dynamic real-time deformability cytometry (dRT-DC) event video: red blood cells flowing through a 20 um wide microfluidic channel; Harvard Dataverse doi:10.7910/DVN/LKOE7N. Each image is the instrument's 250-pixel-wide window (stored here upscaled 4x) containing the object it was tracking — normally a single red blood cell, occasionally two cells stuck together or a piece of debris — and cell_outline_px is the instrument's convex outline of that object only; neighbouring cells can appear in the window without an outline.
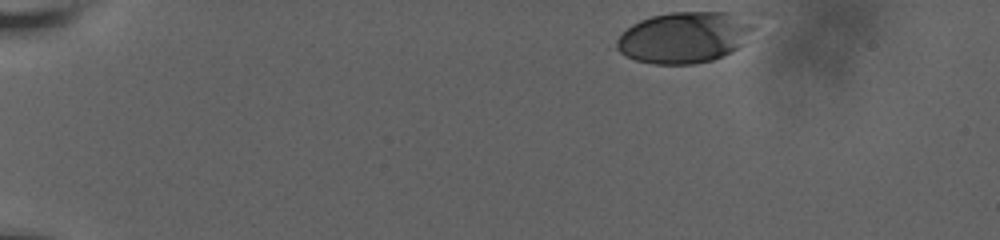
{"species": "human", "species_latin": "Homo sapiens", "temperature_condition": "room temperature", "stored_images_in_passage": 42, "camera_frame_rate_fps": 3000, "um_per_image_px": 0.085, "donor": {"sex": "male"}, "frame": {"image": 1, "passage_image": 1, "time_ms": 0.0, "image_size_px": [1000, 240], "cell_outline_px": [[772, 12], [744, 44], [732, 52], [724, 56], [712, 60], [692, 64], [652, 64], [636, 60], [624, 56], [616, 48], [616, 40], [632, 24], [640, 20], [652, 16], [672, 12]], "centroid_in_image_um": [58.5, 3.09], "position_along_channel_um": 26.5, "area_um2": 43.41}}
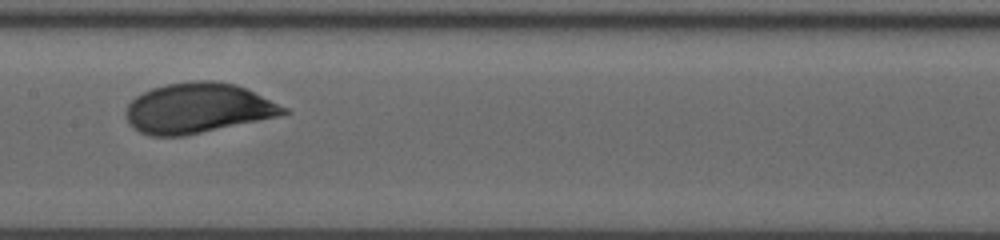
{"frame": {"image": 2, "passage_image": 24, "time_ms": 7.667, "image_size_px": [1000, 240], "cell_outline_px": [[292, 112], [276, 116], [184, 136], [152, 136], [140, 132], [132, 128], [124, 112], [128, 104], [136, 96], [152, 88], [164, 84], [192, 80], [216, 80], [236, 84], [288, 108]], "centroid_in_image_um": [16.78, 9.18], "position_along_channel_um": 190.6, "area_um2": 45.89}}
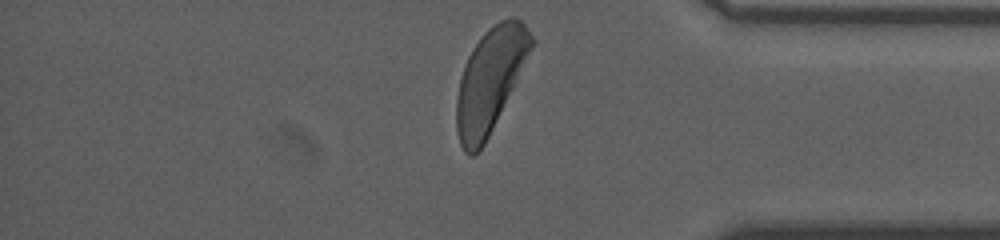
{"frame": {"image": 3, "passage_image": 42, "time_ms": 13.667, "image_size_px": [1000, 240], "cell_outline_px": [[536, 40], [484, 144], [472, 156], [468, 156], [464, 152], [460, 144], [456, 132], [456, 100], [460, 80], [468, 56], [484, 32], [488, 28], [500, 20], [508, 16], [516, 16], [528, 28]], "centroid_in_image_um": [41.65, 6.79], "position_along_channel_um": 393.6, "area_um2": 44.39}, "authors_computed_cell_mechanics": {"area_um2": 45.1996, "velocity_mm_per_s": 3.6069, "shape_relaxation_time_tau1_ms": 2.6342, "shape_relaxation_time_tau2_ms": null, "deformation_change_tau1": 0.1477, "deformation_change_tau2": null}}